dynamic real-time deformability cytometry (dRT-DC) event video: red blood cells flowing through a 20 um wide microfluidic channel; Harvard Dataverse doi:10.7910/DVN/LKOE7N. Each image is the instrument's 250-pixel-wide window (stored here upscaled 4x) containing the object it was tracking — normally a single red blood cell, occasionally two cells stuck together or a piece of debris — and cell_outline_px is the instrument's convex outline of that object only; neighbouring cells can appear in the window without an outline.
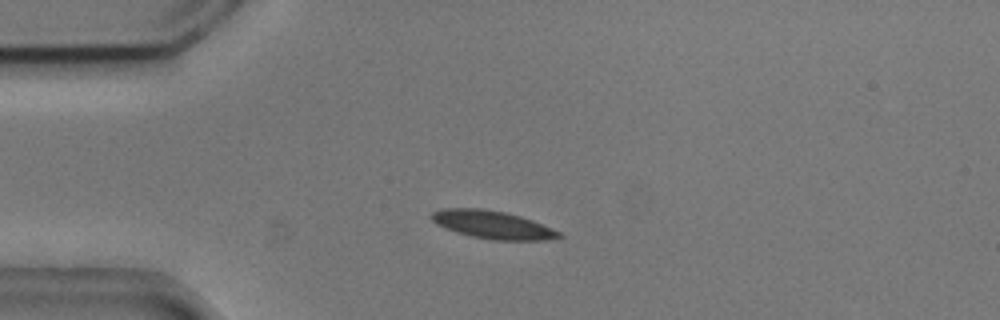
{"species": "common noctule bat (a hibernating species)", "species_latin": "Nyctalus noctula", "temperature_condition": "cold", "stored_images_in_passage": 7, "camera_frame_rate_fps": 3000, "um_per_image_px": 0.085, "animal": {"sex": "male", "body_mass_g": 20.5, "forearm_length_mm": 52.5}, "frame": {"image": 1, "passage_image": 3, "time_ms": 0.667, "image_size_px": [1000, 320], "cell_outline_px": [[564, 236], [544, 240], [492, 240], [472, 236], [456, 232], [444, 228], [436, 224], [432, 220], [432, 212], [444, 208], [480, 208], [504, 212], [520, 216], [532, 220], [560, 232]], "centroid_in_image_um": [41.85, 19.1], "position_along_channel_um": 43.2, "area_um2": 20.58}}
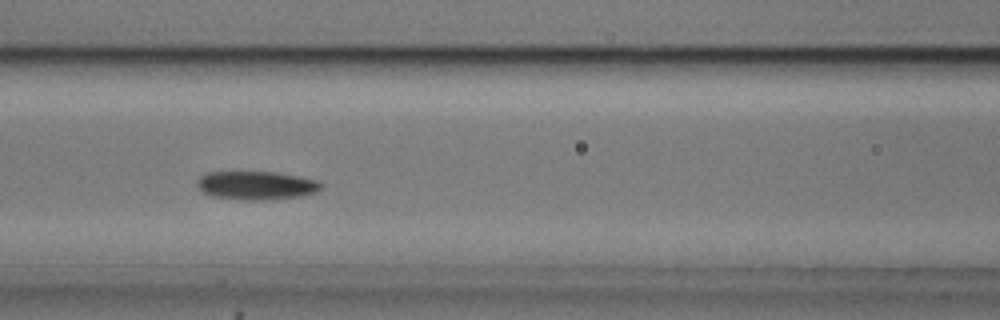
{"frame": {"image": 2, "passage_image": 6, "time_ms": 1.667, "image_size_px": [1000, 320], "cell_outline_px": [[324, 184], [316, 192], [300, 196], [268, 200], [240, 200], [212, 196], [204, 192], [196, 184], [196, 180], [200, 176], [208, 172], [276, 172], [300, 176], [320, 180]], "centroid_in_image_um": [21.82, 15.76], "position_along_channel_um": 144.8, "area_um2": 20.81}}
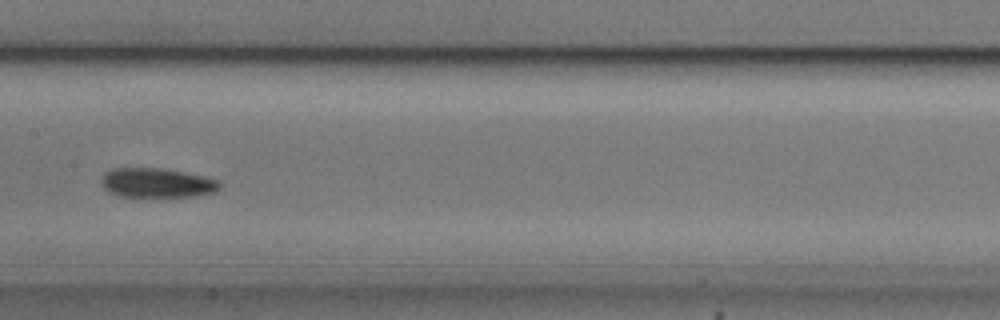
{"frame": {"image": 3, "passage_image": 7, "time_ms": 2.0, "image_size_px": [1000, 320], "cell_outline_px": [[220, 188], [216, 192], [196, 196], [120, 196], [108, 192], [100, 184], [104, 172], [112, 168], [164, 168], [204, 176], [220, 180]], "centroid_in_image_um": [13.34, 15.53], "position_along_channel_um": 194.1, "area_um2": 20.46}}